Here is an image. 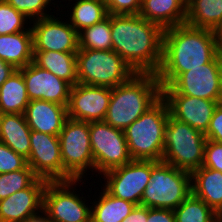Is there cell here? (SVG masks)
Returning <instances> with one entry per match:
<instances>
[{"mask_svg":"<svg viewBox=\"0 0 222 222\" xmlns=\"http://www.w3.org/2000/svg\"><path fill=\"white\" fill-rule=\"evenodd\" d=\"M112 50L135 73L157 74L162 63L163 29L139 14H110Z\"/></svg>","mask_w":222,"mask_h":222,"instance_id":"1","label":"cell"},{"mask_svg":"<svg viewBox=\"0 0 222 222\" xmlns=\"http://www.w3.org/2000/svg\"><path fill=\"white\" fill-rule=\"evenodd\" d=\"M219 54L211 29L181 24L163 31L162 63L157 78L161 88L181 73L210 63Z\"/></svg>","mask_w":222,"mask_h":222,"instance_id":"2","label":"cell"},{"mask_svg":"<svg viewBox=\"0 0 222 222\" xmlns=\"http://www.w3.org/2000/svg\"><path fill=\"white\" fill-rule=\"evenodd\" d=\"M162 97L156 74L136 73L125 83L111 88L105 123L126 129Z\"/></svg>","mask_w":222,"mask_h":222,"instance_id":"3","label":"cell"},{"mask_svg":"<svg viewBox=\"0 0 222 222\" xmlns=\"http://www.w3.org/2000/svg\"><path fill=\"white\" fill-rule=\"evenodd\" d=\"M169 114L167 102L161 97L123 130L132 160L162 161L164 131Z\"/></svg>","mask_w":222,"mask_h":222,"instance_id":"4","label":"cell"},{"mask_svg":"<svg viewBox=\"0 0 222 222\" xmlns=\"http://www.w3.org/2000/svg\"><path fill=\"white\" fill-rule=\"evenodd\" d=\"M190 194V172L151 160V174L141 198L142 206L174 210Z\"/></svg>","mask_w":222,"mask_h":222,"instance_id":"5","label":"cell"},{"mask_svg":"<svg viewBox=\"0 0 222 222\" xmlns=\"http://www.w3.org/2000/svg\"><path fill=\"white\" fill-rule=\"evenodd\" d=\"M206 140L203 132L169 114L162 162L191 173L203 164Z\"/></svg>","mask_w":222,"mask_h":222,"instance_id":"6","label":"cell"},{"mask_svg":"<svg viewBox=\"0 0 222 222\" xmlns=\"http://www.w3.org/2000/svg\"><path fill=\"white\" fill-rule=\"evenodd\" d=\"M76 65L79 84L114 88L136 74L114 50L78 49Z\"/></svg>","mask_w":222,"mask_h":222,"instance_id":"7","label":"cell"},{"mask_svg":"<svg viewBox=\"0 0 222 222\" xmlns=\"http://www.w3.org/2000/svg\"><path fill=\"white\" fill-rule=\"evenodd\" d=\"M59 140L63 181L83 179L87 176V169L94 171L89 122L67 118L59 133Z\"/></svg>","mask_w":222,"mask_h":222,"instance_id":"8","label":"cell"},{"mask_svg":"<svg viewBox=\"0 0 222 222\" xmlns=\"http://www.w3.org/2000/svg\"><path fill=\"white\" fill-rule=\"evenodd\" d=\"M81 181L82 184H81ZM83 179L48 181L43 191L42 211L53 222H91V205L75 190ZM77 183V184H76ZM75 186V187H73ZM75 191V192H74ZM84 201H83V200ZM89 204V205H88Z\"/></svg>","mask_w":222,"mask_h":222,"instance_id":"9","label":"cell"},{"mask_svg":"<svg viewBox=\"0 0 222 222\" xmlns=\"http://www.w3.org/2000/svg\"><path fill=\"white\" fill-rule=\"evenodd\" d=\"M162 95H186L222 101V54L202 67L181 73L169 86L162 87Z\"/></svg>","mask_w":222,"mask_h":222,"instance_id":"10","label":"cell"},{"mask_svg":"<svg viewBox=\"0 0 222 222\" xmlns=\"http://www.w3.org/2000/svg\"><path fill=\"white\" fill-rule=\"evenodd\" d=\"M94 171L100 176L132 160L124 131L104 121L89 122Z\"/></svg>","mask_w":222,"mask_h":222,"instance_id":"11","label":"cell"},{"mask_svg":"<svg viewBox=\"0 0 222 222\" xmlns=\"http://www.w3.org/2000/svg\"><path fill=\"white\" fill-rule=\"evenodd\" d=\"M151 160H131L104 172L103 188L112 196L141 205L144 189L149 184Z\"/></svg>","mask_w":222,"mask_h":222,"instance_id":"12","label":"cell"},{"mask_svg":"<svg viewBox=\"0 0 222 222\" xmlns=\"http://www.w3.org/2000/svg\"><path fill=\"white\" fill-rule=\"evenodd\" d=\"M63 20L65 22L61 17H55L52 14V16L30 22L34 52H78V32L68 22V19Z\"/></svg>","mask_w":222,"mask_h":222,"instance_id":"13","label":"cell"},{"mask_svg":"<svg viewBox=\"0 0 222 222\" xmlns=\"http://www.w3.org/2000/svg\"><path fill=\"white\" fill-rule=\"evenodd\" d=\"M27 165L39 178L47 181H63L59 136L31 130Z\"/></svg>","mask_w":222,"mask_h":222,"instance_id":"14","label":"cell"},{"mask_svg":"<svg viewBox=\"0 0 222 222\" xmlns=\"http://www.w3.org/2000/svg\"><path fill=\"white\" fill-rule=\"evenodd\" d=\"M111 88L76 83L72 86L67 105L68 118L85 122L105 119Z\"/></svg>","mask_w":222,"mask_h":222,"instance_id":"15","label":"cell"},{"mask_svg":"<svg viewBox=\"0 0 222 222\" xmlns=\"http://www.w3.org/2000/svg\"><path fill=\"white\" fill-rule=\"evenodd\" d=\"M19 70L22 72L30 101L41 99L63 106L68 105L72 88L70 83L40 68L34 62Z\"/></svg>","mask_w":222,"mask_h":222,"instance_id":"16","label":"cell"},{"mask_svg":"<svg viewBox=\"0 0 222 222\" xmlns=\"http://www.w3.org/2000/svg\"><path fill=\"white\" fill-rule=\"evenodd\" d=\"M47 180L38 178L30 187L0 200V222H23L39 214Z\"/></svg>","mask_w":222,"mask_h":222,"instance_id":"17","label":"cell"},{"mask_svg":"<svg viewBox=\"0 0 222 222\" xmlns=\"http://www.w3.org/2000/svg\"><path fill=\"white\" fill-rule=\"evenodd\" d=\"M167 102L170 115L194 129L205 133L218 103L209 99L186 95H162Z\"/></svg>","mask_w":222,"mask_h":222,"instance_id":"18","label":"cell"},{"mask_svg":"<svg viewBox=\"0 0 222 222\" xmlns=\"http://www.w3.org/2000/svg\"><path fill=\"white\" fill-rule=\"evenodd\" d=\"M24 116L31 130L59 136L68 118L67 106L41 99L32 100L27 105Z\"/></svg>","mask_w":222,"mask_h":222,"instance_id":"19","label":"cell"},{"mask_svg":"<svg viewBox=\"0 0 222 222\" xmlns=\"http://www.w3.org/2000/svg\"><path fill=\"white\" fill-rule=\"evenodd\" d=\"M139 15L165 30L185 24L187 3L185 0H142Z\"/></svg>","mask_w":222,"mask_h":222,"instance_id":"20","label":"cell"},{"mask_svg":"<svg viewBox=\"0 0 222 222\" xmlns=\"http://www.w3.org/2000/svg\"><path fill=\"white\" fill-rule=\"evenodd\" d=\"M190 174L191 193L222 217V172L201 166Z\"/></svg>","mask_w":222,"mask_h":222,"instance_id":"21","label":"cell"},{"mask_svg":"<svg viewBox=\"0 0 222 222\" xmlns=\"http://www.w3.org/2000/svg\"><path fill=\"white\" fill-rule=\"evenodd\" d=\"M0 59L21 69L33 62V36L31 28L18 33L0 35Z\"/></svg>","mask_w":222,"mask_h":222,"instance_id":"22","label":"cell"},{"mask_svg":"<svg viewBox=\"0 0 222 222\" xmlns=\"http://www.w3.org/2000/svg\"><path fill=\"white\" fill-rule=\"evenodd\" d=\"M31 129L24 114H0V141L28 159Z\"/></svg>","mask_w":222,"mask_h":222,"instance_id":"23","label":"cell"},{"mask_svg":"<svg viewBox=\"0 0 222 222\" xmlns=\"http://www.w3.org/2000/svg\"><path fill=\"white\" fill-rule=\"evenodd\" d=\"M29 102L22 72L17 69L0 86V114H24Z\"/></svg>","mask_w":222,"mask_h":222,"instance_id":"24","label":"cell"},{"mask_svg":"<svg viewBox=\"0 0 222 222\" xmlns=\"http://www.w3.org/2000/svg\"><path fill=\"white\" fill-rule=\"evenodd\" d=\"M100 196L91 205V222H121L135 208V204L109 194L102 186Z\"/></svg>","mask_w":222,"mask_h":222,"instance_id":"25","label":"cell"},{"mask_svg":"<svg viewBox=\"0 0 222 222\" xmlns=\"http://www.w3.org/2000/svg\"><path fill=\"white\" fill-rule=\"evenodd\" d=\"M76 54L54 51L34 52L33 62L74 86L78 83Z\"/></svg>","mask_w":222,"mask_h":222,"instance_id":"26","label":"cell"},{"mask_svg":"<svg viewBox=\"0 0 222 222\" xmlns=\"http://www.w3.org/2000/svg\"><path fill=\"white\" fill-rule=\"evenodd\" d=\"M222 22V0H190L185 23L213 30Z\"/></svg>","mask_w":222,"mask_h":222,"instance_id":"27","label":"cell"},{"mask_svg":"<svg viewBox=\"0 0 222 222\" xmlns=\"http://www.w3.org/2000/svg\"><path fill=\"white\" fill-rule=\"evenodd\" d=\"M68 22L79 33L84 28L97 24L109 14L103 0H75ZM74 5V6H73Z\"/></svg>","mask_w":222,"mask_h":222,"instance_id":"28","label":"cell"},{"mask_svg":"<svg viewBox=\"0 0 222 222\" xmlns=\"http://www.w3.org/2000/svg\"><path fill=\"white\" fill-rule=\"evenodd\" d=\"M173 211L175 222H216L221 217L192 193Z\"/></svg>","mask_w":222,"mask_h":222,"instance_id":"29","label":"cell"},{"mask_svg":"<svg viewBox=\"0 0 222 222\" xmlns=\"http://www.w3.org/2000/svg\"><path fill=\"white\" fill-rule=\"evenodd\" d=\"M79 49L112 50L110 14L78 33Z\"/></svg>","mask_w":222,"mask_h":222,"instance_id":"30","label":"cell"},{"mask_svg":"<svg viewBox=\"0 0 222 222\" xmlns=\"http://www.w3.org/2000/svg\"><path fill=\"white\" fill-rule=\"evenodd\" d=\"M38 178L29 165L24 169L0 174V200L30 187Z\"/></svg>","mask_w":222,"mask_h":222,"instance_id":"31","label":"cell"},{"mask_svg":"<svg viewBox=\"0 0 222 222\" xmlns=\"http://www.w3.org/2000/svg\"><path fill=\"white\" fill-rule=\"evenodd\" d=\"M26 24H31L27 17L5 0H0V35L26 31L27 27H30V25L27 26Z\"/></svg>","mask_w":222,"mask_h":222,"instance_id":"32","label":"cell"},{"mask_svg":"<svg viewBox=\"0 0 222 222\" xmlns=\"http://www.w3.org/2000/svg\"><path fill=\"white\" fill-rule=\"evenodd\" d=\"M5 1L8 4H10L12 7H14L18 12L22 13L25 17H27L30 22L37 19L52 16L51 14H49V12L53 9L50 8L49 11L46 9L48 7H51L52 4L54 5L53 8H55V5H57L56 8L61 10L58 6L59 4H55L51 0H5Z\"/></svg>","mask_w":222,"mask_h":222,"instance_id":"33","label":"cell"},{"mask_svg":"<svg viewBox=\"0 0 222 222\" xmlns=\"http://www.w3.org/2000/svg\"><path fill=\"white\" fill-rule=\"evenodd\" d=\"M27 159L0 141V174L24 169Z\"/></svg>","mask_w":222,"mask_h":222,"instance_id":"34","label":"cell"},{"mask_svg":"<svg viewBox=\"0 0 222 222\" xmlns=\"http://www.w3.org/2000/svg\"><path fill=\"white\" fill-rule=\"evenodd\" d=\"M202 166L222 172V143L206 140Z\"/></svg>","mask_w":222,"mask_h":222,"instance_id":"35","label":"cell"},{"mask_svg":"<svg viewBox=\"0 0 222 222\" xmlns=\"http://www.w3.org/2000/svg\"><path fill=\"white\" fill-rule=\"evenodd\" d=\"M108 14L136 15L139 14L142 0H103Z\"/></svg>","mask_w":222,"mask_h":222,"instance_id":"36","label":"cell"},{"mask_svg":"<svg viewBox=\"0 0 222 222\" xmlns=\"http://www.w3.org/2000/svg\"><path fill=\"white\" fill-rule=\"evenodd\" d=\"M204 134L208 140L222 143V102L218 103L215 108L209 127Z\"/></svg>","mask_w":222,"mask_h":222,"instance_id":"37","label":"cell"},{"mask_svg":"<svg viewBox=\"0 0 222 222\" xmlns=\"http://www.w3.org/2000/svg\"><path fill=\"white\" fill-rule=\"evenodd\" d=\"M147 222H175V214L171 209L148 208Z\"/></svg>","mask_w":222,"mask_h":222,"instance_id":"38","label":"cell"},{"mask_svg":"<svg viewBox=\"0 0 222 222\" xmlns=\"http://www.w3.org/2000/svg\"><path fill=\"white\" fill-rule=\"evenodd\" d=\"M121 222H147V207L137 205Z\"/></svg>","mask_w":222,"mask_h":222,"instance_id":"39","label":"cell"},{"mask_svg":"<svg viewBox=\"0 0 222 222\" xmlns=\"http://www.w3.org/2000/svg\"><path fill=\"white\" fill-rule=\"evenodd\" d=\"M11 64L0 59V86L16 71Z\"/></svg>","mask_w":222,"mask_h":222,"instance_id":"40","label":"cell"},{"mask_svg":"<svg viewBox=\"0 0 222 222\" xmlns=\"http://www.w3.org/2000/svg\"><path fill=\"white\" fill-rule=\"evenodd\" d=\"M212 31L216 41L218 52L222 54V22L219 23Z\"/></svg>","mask_w":222,"mask_h":222,"instance_id":"41","label":"cell"},{"mask_svg":"<svg viewBox=\"0 0 222 222\" xmlns=\"http://www.w3.org/2000/svg\"><path fill=\"white\" fill-rule=\"evenodd\" d=\"M48 221L49 219L46 216V214L43 211H41L39 214L32 216L23 222H48Z\"/></svg>","mask_w":222,"mask_h":222,"instance_id":"42","label":"cell"},{"mask_svg":"<svg viewBox=\"0 0 222 222\" xmlns=\"http://www.w3.org/2000/svg\"><path fill=\"white\" fill-rule=\"evenodd\" d=\"M216 222H222V217H220Z\"/></svg>","mask_w":222,"mask_h":222,"instance_id":"43","label":"cell"}]
</instances>
